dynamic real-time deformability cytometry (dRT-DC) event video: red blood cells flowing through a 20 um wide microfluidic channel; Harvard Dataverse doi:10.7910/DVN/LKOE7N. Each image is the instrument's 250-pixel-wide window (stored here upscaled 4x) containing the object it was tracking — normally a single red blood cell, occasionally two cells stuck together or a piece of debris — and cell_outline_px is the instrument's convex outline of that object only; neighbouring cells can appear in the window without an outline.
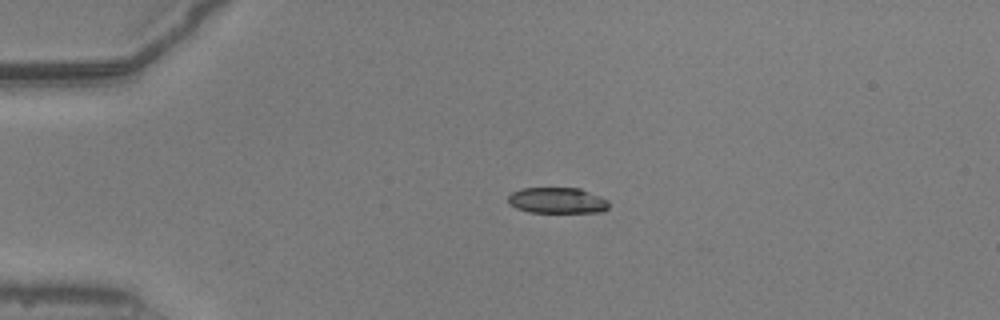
{"species": "common noctule bat (a hibernating species)", "species_latin": "Nyctalus noctula", "temperature_condition": "warm", "stored_images_in_passage": 41, "camera_frame_rate_fps": 3000, "um_per_image_px": 0.085, "animal": {"sex": "male", "body_mass_g": 20.5, "forearm_length_mm": 52.5}, "frame": {"image": 1, "passage_image": 1, "time_ms": 0.0, "image_size_px": [1000, 320], "cell_outline_px": [[608, 208], [604, 212], [528, 212], [516, 208], [508, 204], [508, 196], [512, 192], [520, 188], [580, 188], [608, 200]], "centroid_in_image_um": [47.34, 17.04], "position_along_channel_um": 37.7, "area_um2": 15.26}}
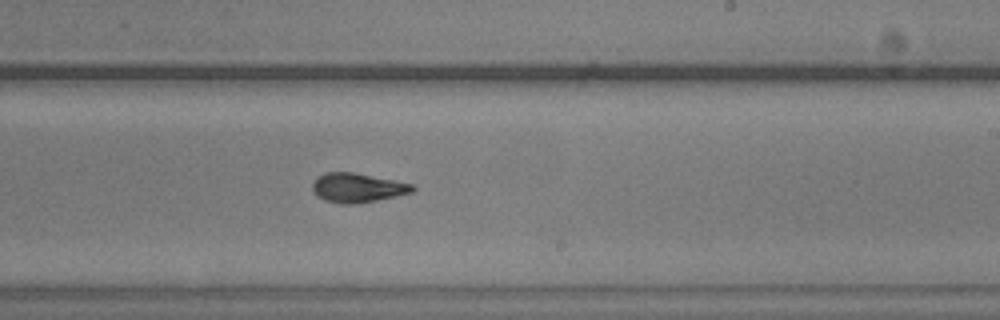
{"frame": {"image": 2, "passage_image": 21, "time_ms": 6.667, "image_size_px": [1000, 320], "cell_outline_px": [[416, 188], [412, 192], [396, 196], [356, 204], [344, 204], [324, 200], [316, 196], [312, 192], [312, 184], [324, 172], [352, 172], [412, 184]], "centroid_in_image_um": [30.35, 15.97], "position_along_channel_um": 258.7, "area_um2": 16.88}}
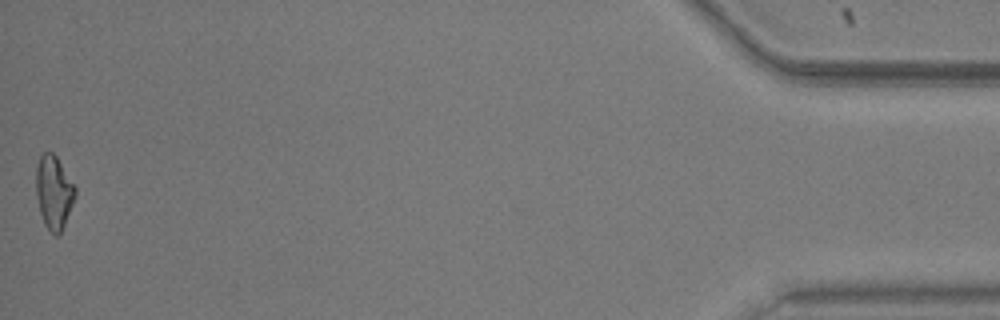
{"frame": {"image": 3, "passage_image": 41, "time_ms": 13.333, "image_size_px": [1000, 320], "cell_outline_px": [[76, 196], [64, 224], [60, 232], [56, 236], [44, 224], [40, 212], [36, 196], [36, 164], [40, 156], [44, 152], [52, 152], [56, 156], [76, 188]], "centroid_in_image_um": [4.56, 16.31], "position_along_channel_um": 430.6, "area_um2": 16.53}, "authors_computed_cell_mechanics": {"area_um2": 16.6464, "velocity_mm_per_s": 3.9373, "shape_relaxation_time_tau1_ms": 4.3766, "shape_relaxation_time_tau2_ms": 2.0063, "deformation_change_tau1": 0.153, "deformation_change_tau2": 0.0799}}